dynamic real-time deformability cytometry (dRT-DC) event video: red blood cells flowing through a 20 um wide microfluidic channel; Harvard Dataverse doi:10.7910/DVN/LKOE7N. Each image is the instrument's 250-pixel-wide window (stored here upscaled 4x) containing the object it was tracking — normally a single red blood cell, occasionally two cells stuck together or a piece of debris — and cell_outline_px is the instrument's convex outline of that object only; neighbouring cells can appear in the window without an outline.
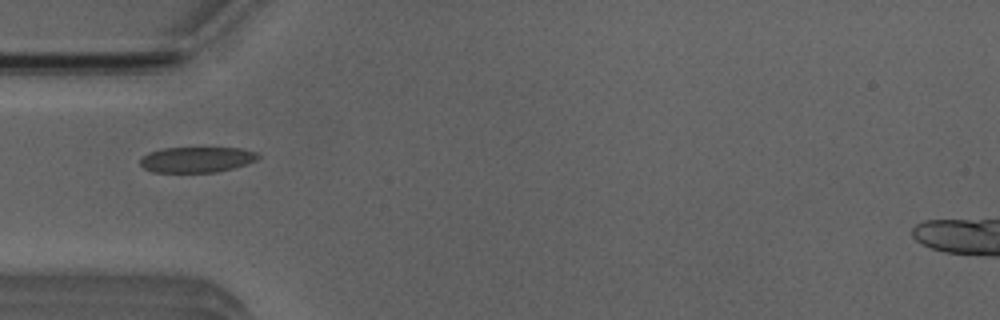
{"species": "Egyptian fruit bat (a non-hibernating species)", "species_latin": "Rousettus aegyptiacus", "temperature_condition": "room temperature", "stored_images_in_passage": 3, "camera_frame_rate_fps": 3000, "um_per_image_px": 0.085, "animal": {"sex": "male"}, "frame": {"image": 1, "passage_image": 2, "time_ms": 2.333, "image_size_px": [1000, 320], "cell_outline_px": [[260, 156], [256, 160], [232, 168], [216, 172], [152, 172], [144, 168], [140, 164], [140, 160], [148, 152], [164, 148], [240, 148], [256, 152]], "centroid_in_image_um": [16.7, 13.56], "position_along_channel_um": 68.3, "area_um2": 17.4}}